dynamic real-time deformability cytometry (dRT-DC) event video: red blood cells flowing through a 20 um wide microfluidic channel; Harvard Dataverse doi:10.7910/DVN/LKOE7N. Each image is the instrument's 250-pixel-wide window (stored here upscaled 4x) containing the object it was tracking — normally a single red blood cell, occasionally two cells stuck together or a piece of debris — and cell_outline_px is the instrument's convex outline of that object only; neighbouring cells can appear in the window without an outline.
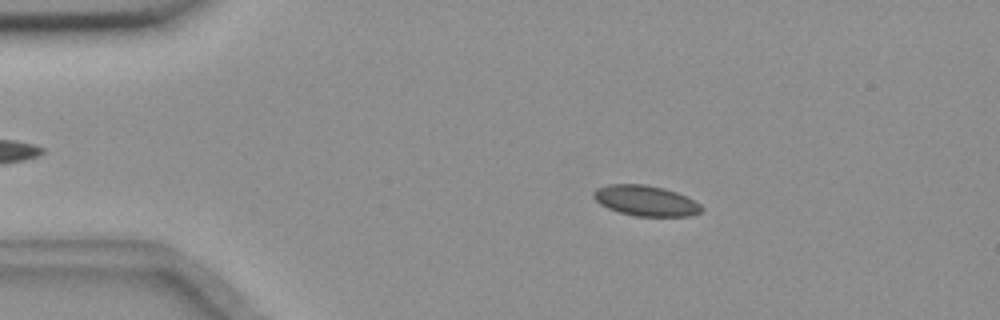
{"species": "common noctule bat (a hibernating species)", "species_latin": "Nyctalus noctula", "temperature_condition": "room temperature", "stored_images_in_passage": 56, "camera_frame_rate_fps": 3000, "um_per_image_px": 0.085, "animal": {"sex": "female", "body_mass_g": 18.4}, "frame": {"image": 1, "passage_image": 10, "time_ms": 3.0, "image_size_px": [1000, 320], "cell_outline_px": [[704, 208], [700, 212], [692, 216], [636, 216], [620, 212], [608, 208], [600, 204], [592, 196], [592, 192], [596, 188], [608, 184], [644, 184], [664, 188], [676, 192], [700, 204]], "centroid_in_image_um": [54.86, 17.05], "position_along_channel_um": 30.1, "area_um2": 19.13}}
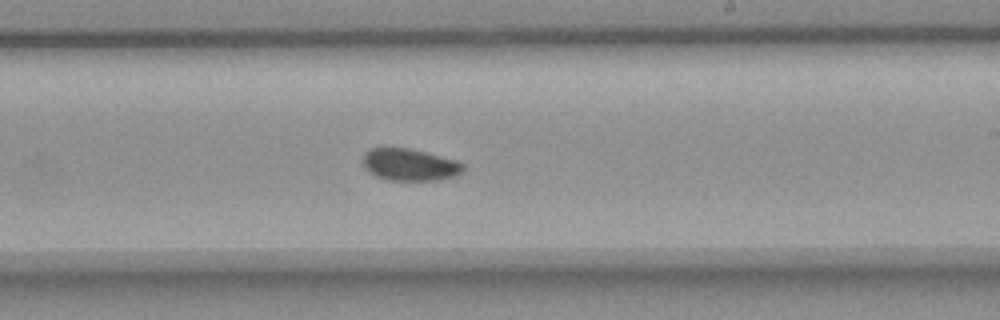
{"frame": {"image": 2, "passage_image": 33, "time_ms": 10.667, "image_size_px": [1000, 320], "cell_outline_px": [[464, 172], [456, 176], [440, 180], [384, 180], [368, 172], [364, 168], [364, 152], [372, 148], [408, 148], [456, 160], [464, 164]], "centroid_in_image_um": [34.84, 14.02], "position_along_channel_um": 254.2, "area_um2": 18.79}}
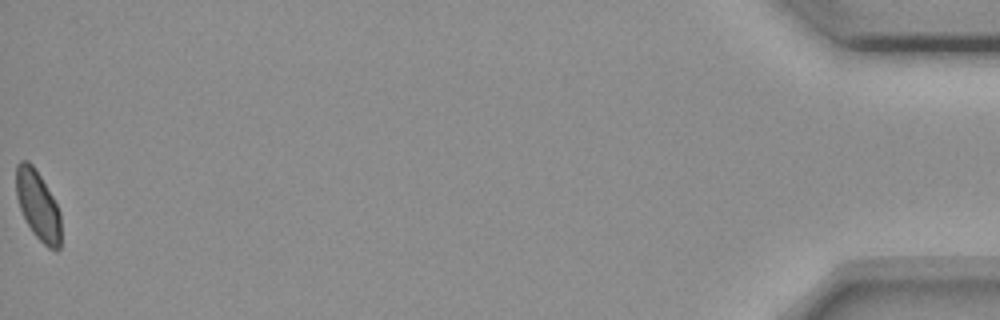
{"frame": {"image": 3, "passage_image": 56, "time_ms": 18.333, "image_size_px": [1000, 320], "cell_outline_px": [[60, 248], [48, 248], [32, 232], [20, 208], [16, 196], [16, 164], [20, 160], [28, 160], [32, 164], [40, 176], [52, 196], [60, 212]], "centroid_in_image_um": [3.2, 17.42], "position_along_channel_um": 432.0, "area_um2": 17.8}, "authors_computed_cell_mechanics": {"area_um2": 18.9006, "velocity_mm_per_s": 3.6176, "shape_relaxation_time_tau1_ms": 3.1898, "shape_relaxation_time_tau2_ms": 6.7633, "deformation_change_tau1": 0.0593, "deformation_change_tau2": 0.0708}}